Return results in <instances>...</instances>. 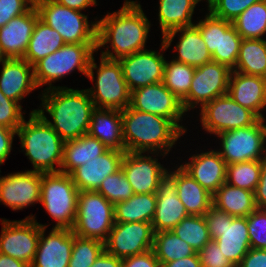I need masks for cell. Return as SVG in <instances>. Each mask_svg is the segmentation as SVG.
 Returning a JSON list of instances; mask_svg holds the SVG:
<instances>
[{"mask_svg": "<svg viewBox=\"0 0 266 267\" xmlns=\"http://www.w3.org/2000/svg\"><path fill=\"white\" fill-rule=\"evenodd\" d=\"M94 19L98 22L96 50H101L102 57L119 60L147 49L151 22L137 0H125L118 11ZM102 47H106L105 51Z\"/></svg>", "mask_w": 266, "mask_h": 267, "instance_id": "obj_1", "label": "cell"}, {"mask_svg": "<svg viewBox=\"0 0 266 267\" xmlns=\"http://www.w3.org/2000/svg\"><path fill=\"white\" fill-rule=\"evenodd\" d=\"M38 112L65 142L88 134L94 103L86 89L54 87L41 90ZM51 117L48 119L45 112Z\"/></svg>", "mask_w": 266, "mask_h": 267, "instance_id": "obj_2", "label": "cell"}, {"mask_svg": "<svg viewBox=\"0 0 266 267\" xmlns=\"http://www.w3.org/2000/svg\"><path fill=\"white\" fill-rule=\"evenodd\" d=\"M125 152L169 155L185 133L171 120L132 109L121 110Z\"/></svg>", "mask_w": 266, "mask_h": 267, "instance_id": "obj_3", "label": "cell"}, {"mask_svg": "<svg viewBox=\"0 0 266 267\" xmlns=\"http://www.w3.org/2000/svg\"><path fill=\"white\" fill-rule=\"evenodd\" d=\"M16 135L21 143V151L33 165L32 171L42 173L60 171L64 141L36 112V109L29 113L28 121L23 120Z\"/></svg>", "mask_w": 266, "mask_h": 267, "instance_id": "obj_4", "label": "cell"}, {"mask_svg": "<svg viewBox=\"0 0 266 267\" xmlns=\"http://www.w3.org/2000/svg\"><path fill=\"white\" fill-rule=\"evenodd\" d=\"M92 56L86 77L94 83L87 90L95 108L125 110L130 106V95L119 60L100 56V64ZM96 71V77L94 70ZM96 78V79H95Z\"/></svg>", "mask_w": 266, "mask_h": 267, "instance_id": "obj_5", "label": "cell"}, {"mask_svg": "<svg viewBox=\"0 0 266 267\" xmlns=\"http://www.w3.org/2000/svg\"><path fill=\"white\" fill-rule=\"evenodd\" d=\"M78 194L70 174L61 171L42 174L40 203L56 222L52 228L72 230L77 216Z\"/></svg>", "mask_w": 266, "mask_h": 267, "instance_id": "obj_6", "label": "cell"}, {"mask_svg": "<svg viewBox=\"0 0 266 267\" xmlns=\"http://www.w3.org/2000/svg\"><path fill=\"white\" fill-rule=\"evenodd\" d=\"M97 44H65L54 53L38 61L33 66L34 80L37 88L49 85L45 89L54 87L52 83L61 80L66 75L78 70L86 76L90 60L97 52Z\"/></svg>", "mask_w": 266, "mask_h": 267, "instance_id": "obj_7", "label": "cell"}, {"mask_svg": "<svg viewBox=\"0 0 266 267\" xmlns=\"http://www.w3.org/2000/svg\"><path fill=\"white\" fill-rule=\"evenodd\" d=\"M35 7L39 18L55 29L65 44H97L98 22H89L88 14L65 7L55 0H42Z\"/></svg>", "mask_w": 266, "mask_h": 267, "instance_id": "obj_8", "label": "cell"}, {"mask_svg": "<svg viewBox=\"0 0 266 267\" xmlns=\"http://www.w3.org/2000/svg\"><path fill=\"white\" fill-rule=\"evenodd\" d=\"M210 238L224 256L237 267L251 248L247 217H233L214 207L204 215Z\"/></svg>", "mask_w": 266, "mask_h": 267, "instance_id": "obj_9", "label": "cell"}, {"mask_svg": "<svg viewBox=\"0 0 266 267\" xmlns=\"http://www.w3.org/2000/svg\"><path fill=\"white\" fill-rule=\"evenodd\" d=\"M114 223L112 203L97 191H79L77 216L72 228L75 235L104 243Z\"/></svg>", "mask_w": 266, "mask_h": 267, "instance_id": "obj_10", "label": "cell"}, {"mask_svg": "<svg viewBox=\"0 0 266 267\" xmlns=\"http://www.w3.org/2000/svg\"><path fill=\"white\" fill-rule=\"evenodd\" d=\"M216 137L221 142V149L216 150L227 165L266 157V119H259L250 127L220 132Z\"/></svg>", "mask_w": 266, "mask_h": 267, "instance_id": "obj_11", "label": "cell"}, {"mask_svg": "<svg viewBox=\"0 0 266 267\" xmlns=\"http://www.w3.org/2000/svg\"><path fill=\"white\" fill-rule=\"evenodd\" d=\"M199 110L202 129L210 135L250 127L259 120L251 110L235 102L228 93L206 103Z\"/></svg>", "mask_w": 266, "mask_h": 267, "instance_id": "obj_12", "label": "cell"}, {"mask_svg": "<svg viewBox=\"0 0 266 267\" xmlns=\"http://www.w3.org/2000/svg\"><path fill=\"white\" fill-rule=\"evenodd\" d=\"M35 218L33 214L22 220L1 218L0 253L31 265L42 228Z\"/></svg>", "mask_w": 266, "mask_h": 267, "instance_id": "obj_13", "label": "cell"}, {"mask_svg": "<svg viewBox=\"0 0 266 267\" xmlns=\"http://www.w3.org/2000/svg\"><path fill=\"white\" fill-rule=\"evenodd\" d=\"M231 72L226 65L214 61L196 67L188 96L181 102L184 111L201 109L206 103L227 94Z\"/></svg>", "mask_w": 266, "mask_h": 267, "instance_id": "obj_14", "label": "cell"}, {"mask_svg": "<svg viewBox=\"0 0 266 267\" xmlns=\"http://www.w3.org/2000/svg\"><path fill=\"white\" fill-rule=\"evenodd\" d=\"M153 241L152 223L115 222L104 242V249L109 254L124 259L151 250Z\"/></svg>", "mask_w": 266, "mask_h": 267, "instance_id": "obj_15", "label": "cell"}, {"mask_svg": "<svg viewBox=\"0 0 266 267\" xmlns=\"http://www.w3.org/2000/svg\"><path fill=\"white\" fill-rule=\"evenodd\" d=\"M130 107L165 117L173 121L184 133L187 132V128L182 124L183 117L186 115L182 103L163 82L131 91Z\"/></svg>", "mask_w": 266, "mask_h": 267, "instance_id": "obj_16", "label": "cell"}, {"mask_svg": "<svg viewBox=\"0 0 266 267\" xmlns=\"http://www.w3.org/2000/svg\"><path fill=\"white\" fill-rule=\"evenodd\" d=\"M160 47L159 52L145 49L119 59L130 91L163 81L166 61L163 51L168 49L163 41Z\"/></svg>", "mask_w": 266, "mask_h": 267, "instance_id": "obj_17", "label": "cell"}, {"mask_svg": "<svg viewBox=\"0 0 266 267\" xmlns=\"http://www.w3.org/2000/svg\"><path fill=\"white\" fill-rule=\"evenodd\" d=\"M165 156V154L160 153L125 152L121 169L134 194L157 192L159 179L168 168L164 167L163 164L161 165L156 157L164 158Z\"/></svg>", "mask_w": 266, "mask_h": 267, "instance_id": "obj_18", "label": "cell"}, {"mask_svg": "<svg viewBox=\"0 0 266 267\" xmlns=\"http://www.w3.org/2000/svg\"><path fill=\"white\" fill-rule=\"evenodd\" d=\"M42 172L25 170L0 175V203L13 211L40 203Z\"/></svg>", "mask_w": 266, "mask_h": 267, "instance_id": "obj_19", "label": "cell"}, {"mask_svg": "<svg viewBox=\"0 0 266 267\" xmlns=\"http://www.w3.org/2000/svg\"><path fill=\"white\" fill-rule=\"evenodd\" d=\"M167 169L160 177L156 192V209L151 221L155 232L171 231L183 218L189 216L178 198L175 170Z\"/></svg>", "mask_w": 266, "mask_h": 267, "instance_id": "obj_20", "label": "cell"}, {"mask_svg": "<svg viewBox=\"0 0 266 267\" xmlns=\"http://www.w3.org/2000/svg\"><path fill=\"white\" fill-rule=\"evenodd\" d=\"M37 251L30 267H68L72 254L73 232L52 228L46 236L47 224H41Z\"/></svg>", "mask_w": 266, "mask_h": 267, "instance_id": "obj_21", "label": "cell"}, {"mask_svg": "<svg viewBox=\"0 0 266 267\" xmlns=\"http://www.w3.org/2000/svg\"><path fill=\"white\" fill-rule=\"evenodd\" d=\"M189 160L179 166L212 195L226 182L227 164L216 149H200Z\"/></svg>", "mask_w": 266, "mask_h": 267, "instance_id": "obj_22", "label": "cell"}, {"mask_svg": "<svg viewBox=\"0 0 266 267\" xmlns=\"http://www.w3.org/2000/svg\"><path fill=\"white\" fill-rule=\"evenodd\" d=\"M125 151L107 149L103 154L78 166L71 178L79 191H96L102 181L121 169Z\"/></svg>", "mask_w": 266, "mask_h": 267, "instance_id": "obj_23", "label": "cell"}, {"mask_svg": "<svg viewBox=\"0 0 266 267\" xmlns=\"http://www.w3.org/2000/svg\"><path fill=\"white\" fill-rule=\"evenodd\" d=\"M176 35L179 36V41L173 47V52L177 51V54L173 56L174 61L195 68L212 61V55L208 51L196 24L184 26L165 34L161 41H163L167 49L171 46Z\"/></svg>", "mask_w": 266, "mask_h": 267, "instance_id": "obj_24", "label": "cell"}, {"mask_svg": "<svg viewBox=\"0 0 266 267\" xmlns=\"http://www.w3.org/2000/svg\"><path fill=\"white\" fill-rule=\"evenodd\" d=\"M227 93L235 102L251 110L259 119H266L264 115L266 78L232 70Z\"/></svg>", "mask_w": 266, "mask_h": 267, "instance_id": "obj_25", "label": "cell"}, {"mask_svg": "<svg viewBox=\"0 0 266 267\" xmlns=\"http://www.w3.org/2000/svg\"><path fill=\"white\" fill-rule=\"evenodd\" d=\"M38 18L39 13L33 5L26 13L12 18L0 28V46L7 58L24 57Z\"/></svg>", "mask_w": 266, "mask_h": 267, "instance_id": "obj_26", "label": "cell"}, {"mask_svg": "<svg viewBox=\"0 0 266 267\" xmlns=\"http://www.w3.org/2000/svg\"><path fill=\"white\" fill-rule=\"evenodd\" d=\"M1 65L0 90L20 104L22 99L37 89L33 66L23 58H7Z\"/></svg>", "mask_w": 266, "mask_h": 267, "instance_id": "obj_27", "label": "cell"}, {"mask_svg": "<svg viewBox=\"0 0 266 267\" xmlns=\"http://www.w3.org/2000/svg\"><path fill=\"white\" fill-rule=\"evenodd\" d=\"M88 134L97 138L108 149L125 151L121 110L95 108Z\"/></svg>", "mask_w": 266, "mask_h": 267, "instance_id": "obj_28", "label": "cell"}, {"mask_svg": "<svg viewBox=\"0 0 266 267\" xmlns=\"http://www.w3.org/2000/svg\"><path fill=\"white\" fill-rule=\"evenodd\" d=\"M176 186L178 198L189 215L204 216L213 205L212 194L178 165L176 166Z\"/></svg>", "mask_w": 266, "mask_h": 267, "instance_id": "obj_29", "label": "cell"}, {"mask_svg": "<svg viewBox=\"0 0 266 267\" xmlns=\"http://www.w3.org/2000/svg\"><path fill=\"white\" fill-rule=\"evenodd\" d=\"M107 149L103 143L89 134L67 140L63 146V160L60 171L70 174L75 168L98 157Z\"/></svg>", "mask_w": 266, "mask_h": 267, "instance_id": "obj_30", "label": "cell"}, {"mask_svg": "<svg viewBox=\"0 0 266 267\" xmlns=\"http://www.w3.org/2000/svg\"><path fill=\"white\" fill-rule=\"evenodd\" d=\"M212 202L214 207L233 217H247L257 208L254 192L226 182L212 195Z\"/></svg>", "mask_w": 266, "mask_h": 267, "instance_id": "obj_31", "label": "cell"}, {"mask_svg": "<svg viewBox=\"0 0 266 267\" xmlns=\"http://www.w3.org/2000/svg\"><path fill=\"white\" fill-rule=\"evenodd\" d=\"M202 0H159L158 20L162 37L170 31L195 24L193 14Z\"/></svg>", "mask_w": 266, "mask_h": 267, "instance_id": "obj_32", "label": "cell"}, {"mask_svg": "<svg viewBox=\"0 0 266 267\" xmlns=\"http://www.w3.org/2000/svg\"><path fill=\"white\" fill-rule=\"evenodd\" d=\"M63 45L65 42L62 36L38 18L23 59L34 66L38 61L54 53Z\"/></svg>", "mask_w": 266, "mask_h": 267, "instance_id": "obj_33", "label": "cell"}, {"mask_svg": "<svg viewBox=\"0 0 266 267\" xmlns=\"http://www.w3.org/2000/svg\"><path fill=\"white\" fill-rule=\"evenodd\" d=\"M156 209V193L134 194L114 205V222L151 223Z\"/></svg>", "mask_w": 266, "mask_h": 267, "instance_id": "obj_34", "label": "cell"}, {"mask_svg": "<svg viewBox=\"0 0 266 267\" xmlns=\"http://www.w3.org/2000/svg\"><path fill=\"white\" fill-rule=\"evenodd\" d=\"M233 71L266 78V39H243Z\"/></svg>", "mask_w": 266, "mask_h": 267, "instance_id": "obj_35", "label": "cell"}, {"mask_svg": "<svg viewBox=\"0 0 266 267\" xmlns=\"http://www.w3.org/2000/svg\"><path fill=\"white\" fill-rule=\"evenodd\" d=\"M152 250L160 264L195 255V250L173 231L154 233Z\"/></svg>", "mask_w": 266, "mask_h": 267, "instance_id": "obj_36", "label": "cell"}, {"mask_svg": "<svg viewBox=\"0 0 266 267\" xmlns=\"http://www.w3.org/2000/svg\"><path fill=\"white\" fill-rule=\"evenodd\" d=\"M243 39H266V0L251 5L233 22Z\"/></svg>", "mask_w": 266, "mask_h": 267, "instance_id": "obj_37", "label": "cell"}, {"mask_svg": "<svg viewBox=\"0 0 266 267\" xmlns=\"http://www.w3.org/2000/svg\"><path fill=\"white\" fill-rule=\"evenodd\" d=\"M194 72L193 66L166 60L162 82L182 102L188 96Z\"/></svg>", "mask_w": 266, "mask_h": 267, "instance_id": "obj_38", "label": "cell"}, {"mask_svg": "<svg viewBox=\"0 0 266 267\" xmlns=\"http://www.w3.org/2000/svg\"><path fill=\"white\" fill-rule=\"evenodd\" d=\"M242 40L243 38L237 33L232 22L220 19L219 52L212 54V61L226 65L233 70L237 63Z\"/></svg>", "mask_w": 266, "mask_h": 267, "instance_id": "obj_39", "label": "cell"}, {"mask_svg": "<svg viewBox=\"0 0 266 267\" xmlns=\"http://www.w3.org/2000/svg\"><path fill=\"white\" fill-rule=\"evenodd\" d=\"M171 231L186 241L196 253L212 240L204 216L189 215L183 218Z\"/></svg>", "mask_w": 266, "mask_h": 267, "instance_id": "obj_40", "label": "cell"}, {"mask_svg": "<svg viewBox=\"0 0 266 267\" xmlns=\"http://www.w3.org/2000/svg\"><path fill=\"white\" fill-rule=\"evenodd\" d=\"M261 175V160L227 165L226 183L255 192Z\"/></svg>", "mask_w": 266, "mask_h": 267, "instance_id": "obj_41", "label": "cell"}, {"mask_svg": "<svg viewBox=\"0 0 266 267\" xmlns=\"http://www.w3.org/2000/svg\"><path fill=\"white\" fill-rule=\"evenodd\" d=\"M104 250L102 241L79 237L73 233L72 254L68 267H91Z\"/></svg>", "mask_w": 266, "mask_h": 267, "instance_id": "obj_42", "label": "cell"}, {"mask_svg": "<svg viewBox=\"0 0 266 267\" xmlns=\"http://www.w3.org/2000/svg\"><path fill=\"white\" fill-rule=\"evenodd\" d=\"M96 191L113 205L134 195L133 189L122 169L107 176Z\"/></svg>", "mask_w": 266, "mask_h": 267, "instance_id": "obj_43", "label": "cell"}, {"mask_svg": "<svg viewBox=\"0 0 266 267\" xmlns=\"http://www.w3.org/2000/svg\"><path fill=\"white\" fill-rule=\"evenodd\" d=\"M259 1L261 0H208L207 9L213 16L233 23L241 13Z\"/></svg>", "mask_w": 266, "mask_h": 267, "instance_id": "obj_44", "label": "cell"}, {"mask_svg": "<svg viewBox=\"0 0 266 267\" xmlns=\"http://www.w3.org/2000/svg\"><path fill=\"white\" fill-rule=\"evenodd\" d=\"M251 248L266 250V209L256 208L247 216Z\"/></svg>", "mask_w": 266, "mask_h": 267, "instance_id": "obj_45", "label": "cell"}, {"mask_svg": "<svg viewBox=\"0 0 266 267\" xmlns=\"http://www.w3.org/2000/svg\"><path fill=\"white\" fill-rule=\"evenodd\" d=\"M205 18L200 19L195 23L200 31V34L208 48V51L212 55L214 52H219L220 42V19L213 16L207 11Z\"/></svg>", "mask_w": 266, "mask_h": 267, "instance_id": "obj_46", "label": "cell"}, {"mask_svg": "<svg viewBox=\"0 0 266 267\" xmlns=\"http://www.w3.org/2000/svg\"><path fill=\"white\" fill-rule=\"evenodd\" d=\"M21 105L6 97L0 90V125L17 131L25 119Z\"/></svg>", "mask_w": 266, "mask_h": 267, "instance_id": "obj_47", "label": "cell"}, {"mask_svg": "<svg viewBox=\"0 0 266 267\" xmlns=\"http://www.w3.org/2000/svg\"><path fill=\"white\" fill-rule=\"evenodd\" d=\"M201 267H235L221 252L218 244L211 240L198 252Z\"/></svg>", "mask_w": 266, "mask_h": 267, "instance_id": "obj_48", "label": "cell"}, {"mask_svg": "<svg viewBox=\"0 0 266 267\" xmlns=\"http://www.w3.org/2000/svg\"><path fill=\"white\" fill-rule=\"evenodd\" d=\"M32 6L28 0H0V28L12 18L26 13Z\"/></svg>", "mask_w": 266, "mask_h": 267, "instance_id": "obj_49", "label": "cell"}, {"mask_svg": "<svg viewBox=\"0 0 266 267\" xmlns=\"http://www.w3.org/2000/svg\"><path fill=\"white\" fill-rule=\"evenodd\" d=\"M121 267H161L153 250L122 259Z\"/></svg>", "mask_w": 266, "mask_h": 267, "instance_id": "obj_50", "label": "cell"}, {"mask_svg": "<svg viewBox=\"0 0 266 267\" xmlns=\"http://www.w3.org/2000/svg\"><path fill=\"white\" fill-rule=\"evenodd\" d=\"M16 134V130L0 125V165L10 156Z\"/></svg>", "mask_w": 266, "mask_h": 267, "instance_id": "obj_51", "label": "cell"}, {"mask_svg": "<svg viewBox=\"0 0 266 267\" xmlns=\"http://www.w3.org/2000/svg\"><path fill=\"white\" fill-rule=\"evenodd\" d=\"M237 267H266V250L250 248Z\"/></svg>", "mask_w": 266, "mask_h": 267, "instance_id": "obj_52", "label": "cell"}, {"mask_svg": "<svg viewBox=\"0 0 266 267\" xmlns=\"http://www.w3.org/2000/svg\"><path fill=\"white\" fill-rule=\"evenodd\" d=\"M255 204L259 209H266V157L261 160V175L254 192Z\"/></svg>", "mask_w": 266, "mask_h": 267, "instance_id": "obj_53", "label": "cell"}, {"mask_svg": "<svg viewBox=\"0 0 266 267\" xmlns=\"http://www.w3.org/2000/svg\"><path fill=\"white\" fill-rule=\"evenodd\" d=\"M121 264L122 259L117 258L104 250L91 267H121Z\"/></svg>", "mask_w": 266, "mask_h": 267, "instance_id": "obj_54", "label": "cell"}, {"mask_svg": "<svg viewBox=\"0 0 266 267\" xmlns=\"http://www.w3.org/2000/svg\"><path fill=\"white\" fill-rule=\"evenodd\" d=\"M161 267H201L198 253L172 262L163 263Z\"/></svg>", "mask_w": 266, "mask_h": 267, "instance_id": "obj_55", "label": "cell"}, {"mask_svg": "<svg viewBox=\"0 0 266 267\" xmlns=\"http://www.w3.org/2000/svg\"><path fill=\"white\" fill-rule=\"evenodd\" d=\"M59 4L73 10L82 11L91 6H97V0H55Z\"/></svg>", "mask_w": 266, "mask_h": 267, "instance_id": "obj_56", "label": "cell"}, {"mask_svg": "<svg viewBox=\"0 0 266 267\" xmlns=\"http://www.w3.org/2000/svg\"><path fill=\"white\" fill-rule=\"evenodd\" d=\"M0 267H30L24 261L0 253Z\"/></svg>", "mask_w": 266, "mask_h": 267, "instance_id": "obj_57", "label": "cell"}, {"mask_svg": "<svg viewBox=\"0 0 266 267\" xmlns=\"http://www.w3.org/2000/svg\"><path fill=\"white\" fill-rule=\"evenodd\" d=\"M7 59V57L4 55L1 46H0V64H2L5 60Z\"/></svg>", "mask_w": 266, "mask_h": 267, "instance_id": "obj_58", "label": "cell"}, {"mask_svg": "<svg viewBox=\"0 0 266 267\" xmlns=\"http://www.w3.org/2000/svg\"><path fill=\"white\" fill-rule=\"evenodd\" d=\"M31 2L33 5H36L38 2H41L42 0H28Z\"/></svg>", "mask_w": 266, "mask_h": 267, "instance_id": "obj_59", "label": "cell"}]
</instances>
